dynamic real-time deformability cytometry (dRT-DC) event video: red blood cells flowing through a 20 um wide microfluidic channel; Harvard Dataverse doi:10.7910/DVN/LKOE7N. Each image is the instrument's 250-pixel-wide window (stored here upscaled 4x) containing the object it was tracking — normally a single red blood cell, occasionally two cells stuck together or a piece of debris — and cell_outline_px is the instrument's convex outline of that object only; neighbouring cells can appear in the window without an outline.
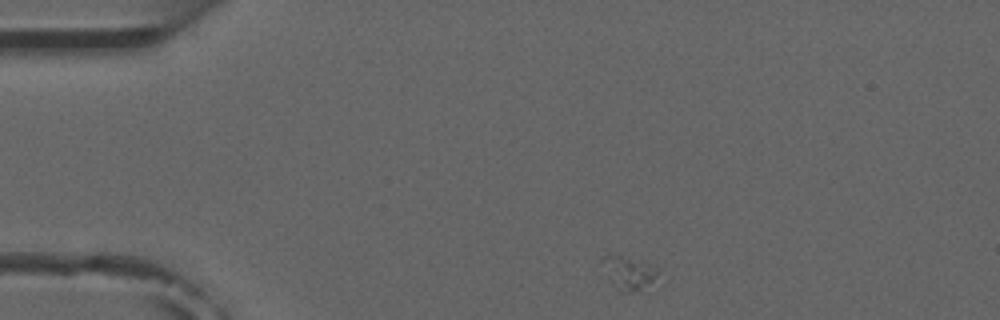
{"species": "common noctule bat (a hibernating species)", "species_latin": "Nyctalus noctula", "temperature_condition": "room temperature", "stored_images_in_passage": 5, "camera_frame_rate_fps": 3000, "um_per_image_px": 0.085, "animal": {"sex": "male", "forearm_length_mm": 52.5}, "frame": {"image": 1, "passage_image": 1, "time_ms": 0.0, "image_size_px": [1000, 320], "cell_outline_px": [[656, 272], [652, 280], [640, 292], [624, 292], [612, 284], [600, 260], [604, 256], [620, 256], [640, 260], [656, 268]], "centroid_in_image_um": [53.4, 23.2], "position_along_channel_um": 31.6, "area_um2": 10.23}}